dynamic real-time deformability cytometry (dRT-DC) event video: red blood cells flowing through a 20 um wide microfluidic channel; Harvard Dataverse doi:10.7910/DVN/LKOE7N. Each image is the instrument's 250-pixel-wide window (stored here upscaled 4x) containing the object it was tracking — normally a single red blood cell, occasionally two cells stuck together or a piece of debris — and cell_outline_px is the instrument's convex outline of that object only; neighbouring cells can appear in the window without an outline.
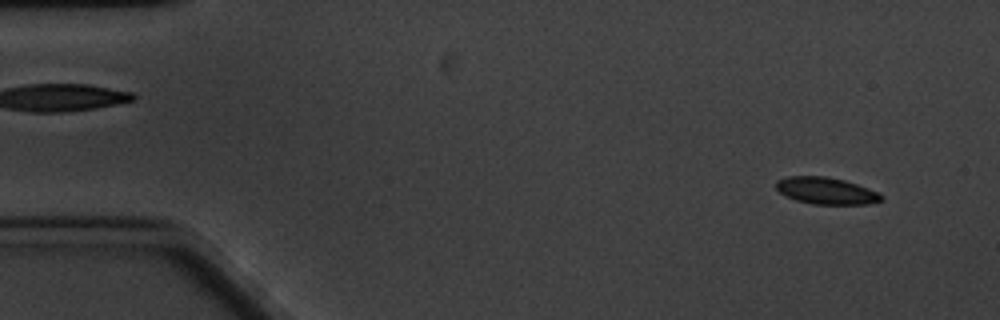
{"species": "common noctule bat (a hibernating species)", "species_latin": "Nyctalus noctula", "temperature_condition": "cold", "stored_images_in_passage": 61, "camera_frame_rate_fps": 3000, "um_per_image_px": 0.085, "animal": {"sex": "male", "body_mass_g": 20.1, "forearm_length_mm": 53.5}, "frame": {"image": 1, "passage_image": 4, "time_ms": 1.0, "image_size_px": [1000, 320], "cell_outline_px": [[884, 200], [868, 204], [812, 204], [796, 200], [784, 196], [776, 188], [776, 180], [788, 176], [824, 176], [844, 180], [868, 188], [884, 196]], "centroid_in_image_um": [70.2, 16.22], "position_along_channel_um": 14.8, "area_um2": 16.47}}
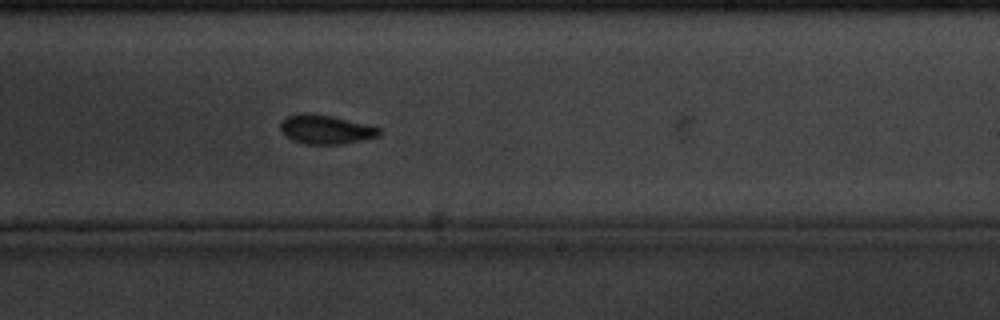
{"frame": {"image": 2, "passage_image": 36, "time_ms": 11.667, "image_size_px": [1000, 320], "cell_outline_px": [[380, 136], [340, 144], [304, 144], [292, 140], [280, 128], [280, 124], [288, 116], [296, 112], [308, 112], [332, 116], [368, 124], [380, 128]], "centroid_in_image_um": [27.69, 10.98], "position_along_channel_um": 261.3, "area_um2": 16.7}}
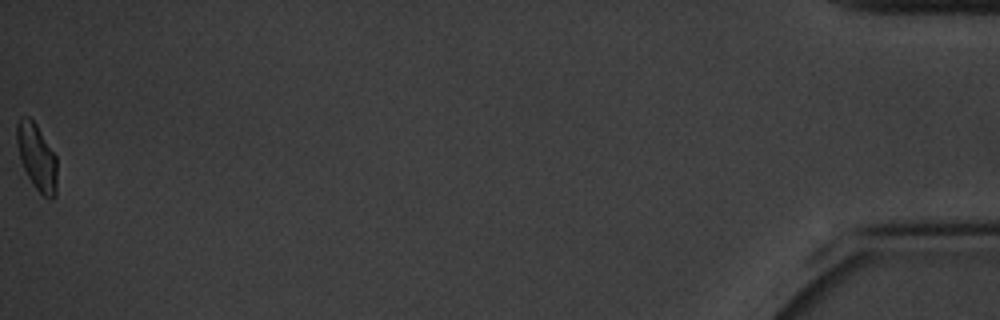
{"frame": {"image": 3, "passage_image": 61, "time_ms": 20.0, "image_size_px": [1000, 320], "cell_outline_px": [[56, 196], [52, 200], [48, 200], [32, 184], [20, 160], [16, 144], [16, 124], [20, 116], [28, 116], [36, 124], [56, 156]], "centroid_in_image_um": [3.11, 13.35], "position_along_channel_um": 432.1, "area_um2": 15.66}, "authors_computed_cell_mechanics": {"area_um2": 16.5308, "velocity_mm_per_s": 3.2428, "shape_relaxation_time_tau1_ms": 2.5643, "shape_relaxation_time_tau2_ms": 2.5694, "deformation_change_tau1": 0.1004, "deformation_change_tau2": 0.0614}}